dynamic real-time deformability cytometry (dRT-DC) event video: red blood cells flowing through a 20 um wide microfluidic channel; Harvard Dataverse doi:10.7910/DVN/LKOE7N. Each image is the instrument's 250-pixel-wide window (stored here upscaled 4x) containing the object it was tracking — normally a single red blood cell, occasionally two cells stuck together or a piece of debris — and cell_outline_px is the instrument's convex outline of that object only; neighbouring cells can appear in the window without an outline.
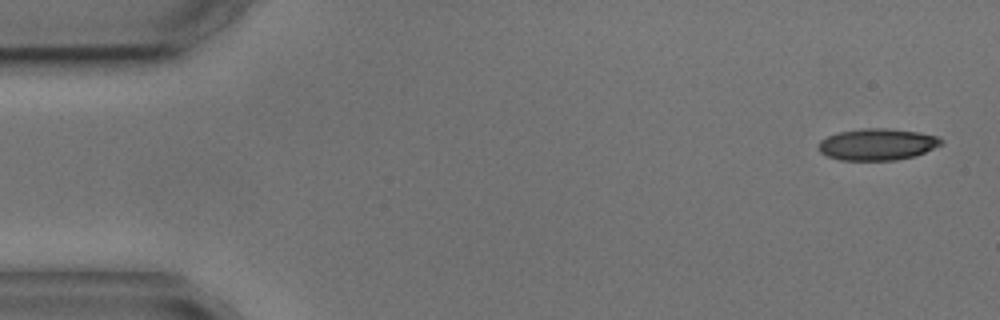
{"species": "common noctule bat (a hibernating species)", "species_latin": "Nyctalus noctula", "temperature_condition": "cold", "stored_images_in_passage": 5, "camera_frame_rate_fps": 3000, "um_per_image_px": 0.085, "animal": {"sex": "male", "body_mass_g": 17.9, "forearm_length_mm": 54.2}, "frame": {"image": 1, "passage_image": 1, "time_ms": 0.0, "image_size_px": [1000, 320], "cell_outline_px": [[944, 144], [916, 156], [896, 160], [840, 160], [828, 156], [820, 152], [816, 148], [820, 140], [836, 132], [864, 128], [888, 128], [920, 132], [940, 136], [944, 140]], "centroid_in_image_um": [74.6, 12.26], "position_along_channel_um": 10.4, "area_um2": 23.06}}
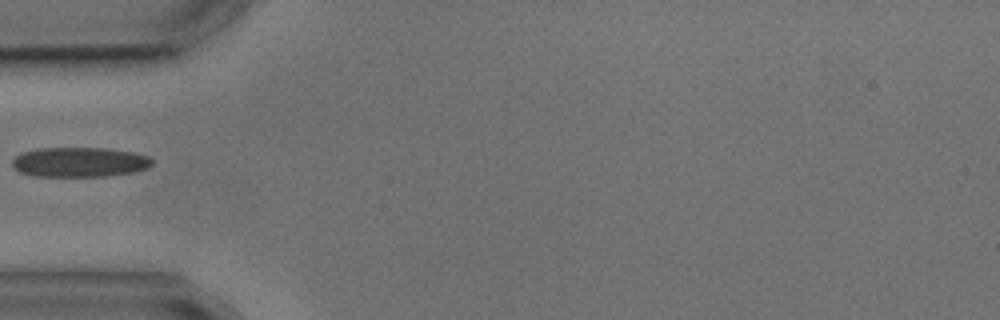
{"frame": {"image": 2, "passage_image": 5, "time_ms": 5.0, "image_size_px": [1000, 320], "cell_outline_px": [[152, 164], [148, 168], [132, 172], [104, 176], [32, 176], [20, 172], [12, 164], [12, 160], [20, 152], [36, 148], [104, 148], [136, 152], [148, 156], [152, 160]], "centroid_in_image_um": [6.75, 13.77], "position_along_channel_um": 78.3, "area_um2": 24.33}}